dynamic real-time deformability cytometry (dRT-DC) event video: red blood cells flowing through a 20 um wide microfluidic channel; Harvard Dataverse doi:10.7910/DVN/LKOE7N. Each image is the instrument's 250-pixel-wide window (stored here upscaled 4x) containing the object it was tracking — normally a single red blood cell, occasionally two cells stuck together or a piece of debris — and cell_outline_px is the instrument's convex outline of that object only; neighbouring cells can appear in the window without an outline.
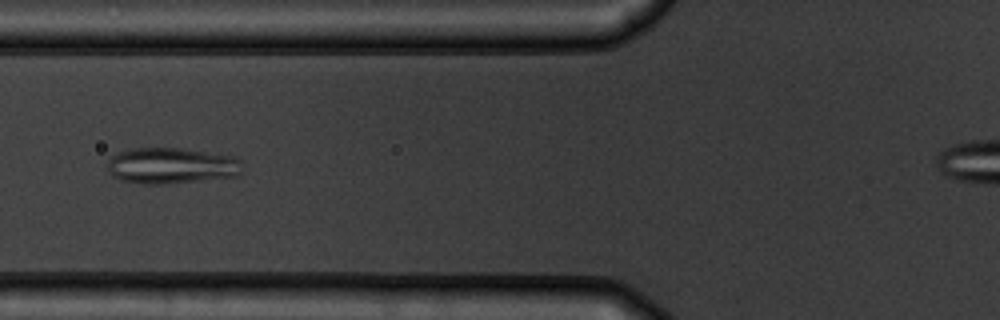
{"species": "common noctule bat (a hibernating species)", "species_latin": "Nyctalus noctula", "temperature_condition": "warm", "stored_images_in_passage": 6, "camera_frame_rate_fps": 3000, "um_per_image_px": 0.085, "animal": {"sex": "male", "body_mass_g": 19.5, "forearm_length_mm": 54.6}, "frame": {"image": 1, "passage_image": 6, "time_ms": 6.667, "image_size_px": [1000, 320], "cell_outline_px": [[240, 172], [236, 176], [164, 184], [144, 184], [120, 180], [112, 176], [108, 168], [108, 160], [116, 152], [132, 148], [180, 148], [236, 156], [240, 160]], "centroid_in_image_um": [14.53, 14.07], "position_along_channel_um": 111.3, "area_um2": 28.32}}